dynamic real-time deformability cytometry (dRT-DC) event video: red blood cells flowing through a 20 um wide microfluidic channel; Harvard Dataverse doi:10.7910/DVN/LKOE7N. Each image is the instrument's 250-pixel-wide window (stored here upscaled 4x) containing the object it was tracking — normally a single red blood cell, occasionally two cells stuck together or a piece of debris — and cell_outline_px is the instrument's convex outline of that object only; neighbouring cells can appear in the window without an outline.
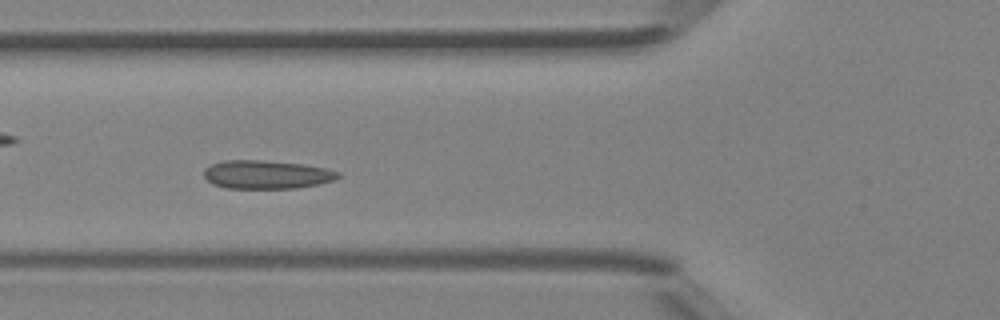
{"species": "Egyptian fruit bat (a non-hibernating species)", "species_latin": "Rousettus aegyptiacus", "temperature_condition": "room temperature", "stored_images_in_passage": 7, "camera_frame_rate_fps": 3000, "um_per_image_px": 0.085, "animal": {"sex": "female"}, "frame": {"image": 1, "passage_image": 6, "time_ms": 6.333, "image_size_px": [1000, 320], "cell_outline_px": [[340, 176], [336, 180], [296, 188], [224, 188], [212, 184], [204, 176], [204, 168], [212, 164], [224, 160], [264, 160], [300, 164], [324, 168], [340, 172]], "centroid_in_image_um": [22.63, 14.84], "position_along_channel_um": 103.2, "area_um2": 22.2}}
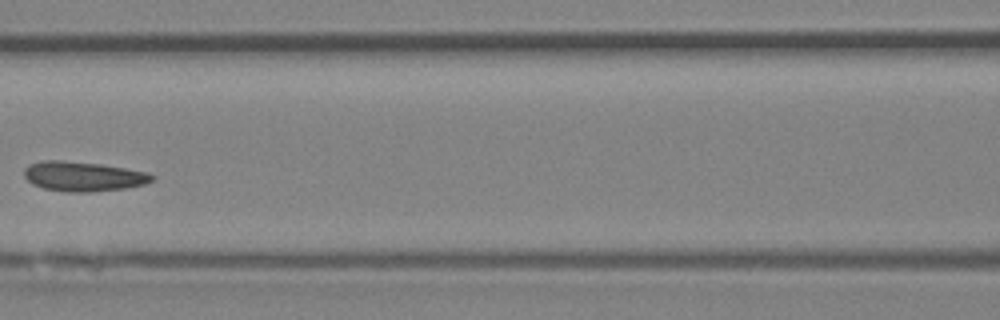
{"frame": {"image": 2, "passage_image": 7, "time_ms": 7.667, "image_size_px": [1000, 320], "cell_outline_px": [[156, 176], [152, 180], [144, 184], [124, 188], [88, 192], [64, 192], [44, 188], [32, 184], [24, 176], [24, 168], [28, 164], [40, 160], [60, 160], [100, 164], [148, 172]], "centroid_in_image_um": [7.03, 14.98], "position_along_channel_um": 159.6, "area_um2": 22.14}}